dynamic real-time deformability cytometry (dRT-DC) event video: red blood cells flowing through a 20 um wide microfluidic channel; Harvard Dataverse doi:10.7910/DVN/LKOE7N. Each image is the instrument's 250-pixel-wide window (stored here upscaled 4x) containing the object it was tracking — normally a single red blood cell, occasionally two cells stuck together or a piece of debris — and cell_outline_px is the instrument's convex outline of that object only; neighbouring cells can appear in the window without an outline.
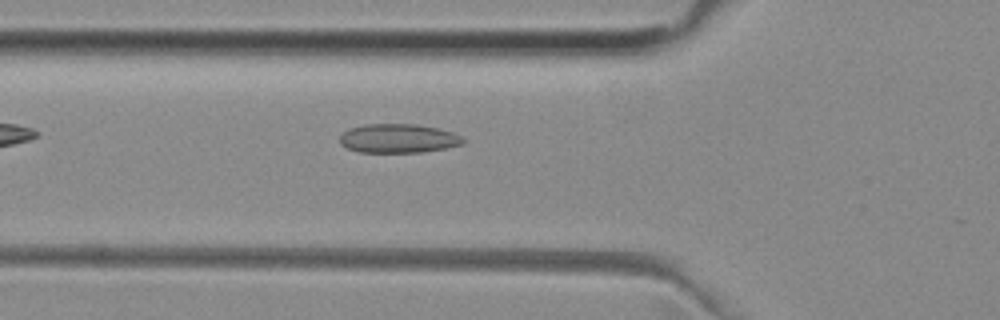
{"species": "common noctule bat (a hibernating species)", "species_latin": "Nyctalus noctula", "temperature_condition": "room temperature", "stored_images_in_passage": 32, "camera_frame_rate_fps": 3000, "um_per_image_px": 0.085, "animal": {"sex": "female", "body_mass_g": 29.2, "forearm_length_mm": 56.3}, "frame": {"image": 1, "passage_image": 2, "time_ms": 0.333, "image_size_px": [1000, 320], "cell_outline_px": [[468, 140], [464, 144], [444, 148], [420, 152], [360, 152], [348, 148], [340, 144], [340, 136], [348, 128], [368, 124], [416, 124], [436, 128], [452, 132]], "centroid_in_image_um": [33.87, 11.76], "position_along_channel_um": 91.9, "area_um2": 20.75}}
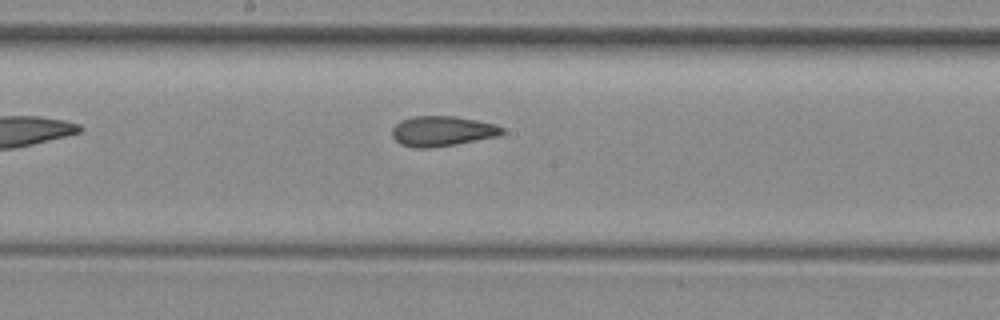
{"frame": {"image": 2, "passage_image": 11, "time_ms": 3.333, "image_size_px": [1000, 320], "cell_outline_px": [[504, 132], [496, 136], [456, 144], [432, 148], [412, 148], [400, 144], [392, 136], [392, 128], [400, 120], [412, 116], [456, 116], [496, 124], [504, 128]], "centroid_in_image_um": [37.55, 11.14], "position_along_channel_um": 210.6, "area_um2": 19.42}}
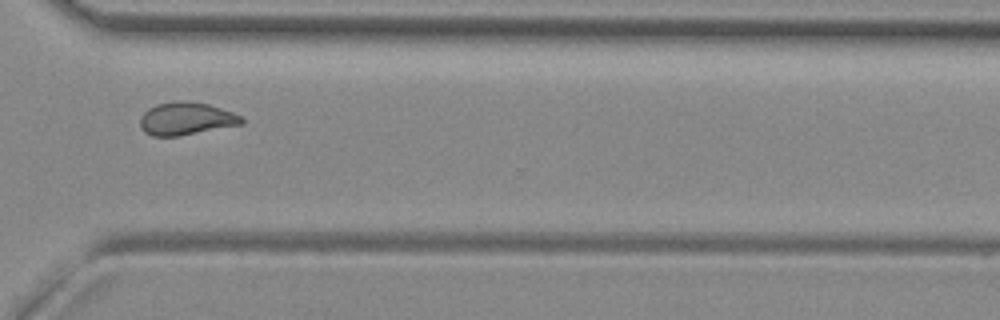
{"frame": {"image": 3, "passage_image": 22, "time_ms": 7.0, "image_size_px": [1000, 320], "cell_outline_px": [[244, 124], [176, 136], [152, 136], [144, 132], [140, 128], [140, 116], [148, 108], [156, 104], [176, 100], [184, 100], [208, 104], [244, 116]], "centroid_in_image_um": [15.81, 10.08], "position_along_channel_um": 354.8, "area_um2": 19.54}}